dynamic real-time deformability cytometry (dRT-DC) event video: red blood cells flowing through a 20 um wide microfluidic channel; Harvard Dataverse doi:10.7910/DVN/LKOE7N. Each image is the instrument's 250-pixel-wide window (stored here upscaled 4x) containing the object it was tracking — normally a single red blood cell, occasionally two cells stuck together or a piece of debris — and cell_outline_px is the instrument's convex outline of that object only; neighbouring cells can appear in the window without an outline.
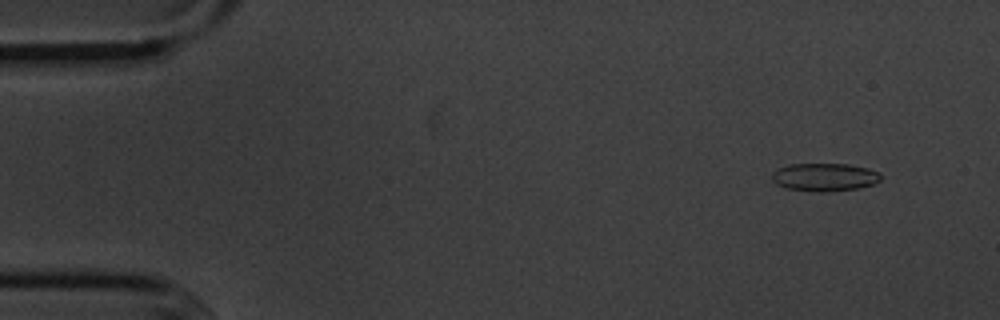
{"species": "common noctule bat (a hibernating species)", "species_latin": "Nyctalus noctula", "temperature_condition": "cold", "stored_images_in_passage": 55, "camera_frame_rate_fps": 3000, "um_per_image_px": 0.085, "animal": {"sex": "male", "body_mass_g": 20.1, "forearm_length_mm": 53.5}, "frame": {"image": 1, "passage_image": 5, "time_ms": 1.333, "image_size_px": [1000, 320], "cell_outline_px": [[880, 180], [872, 184], [856, 188], [828, 192], [820, 192], [784, 188], [776, 184], [772, 180], [772, 172], [788, 164], [848, 164], [868, 168], [880, 172]], "centroid_in_image_um": [70.06, 15.05], "position_along_channel_um": 14.9, "area_um2": 17.74}}
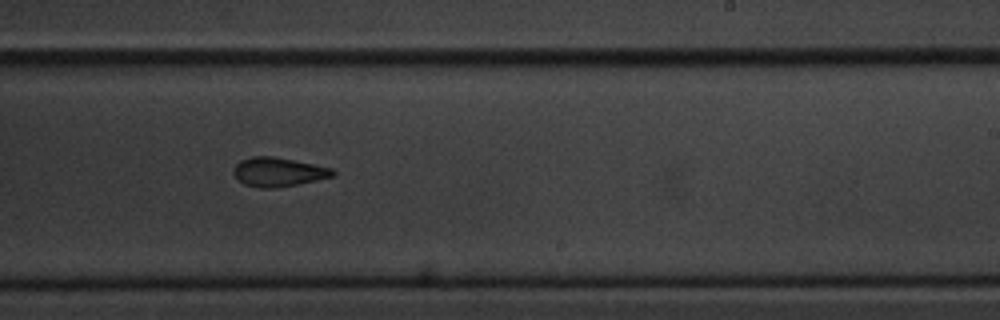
{"frame": {"image": 2, "passage_image": 34, "time_ms": 11.0, "image_size_px": [1000, 320], "cell_outline_px": [[336, 176], [276, 188], [260, 188], [244, 184], [232, 172], [236, 164], [240, 160], [252, 156], [272, 156], [332, 168], [336, 172]], "centroid_in_image_um": [23.65, 14.62], "position_along_channel_um": 265.3, "area_um2": 16.65}}
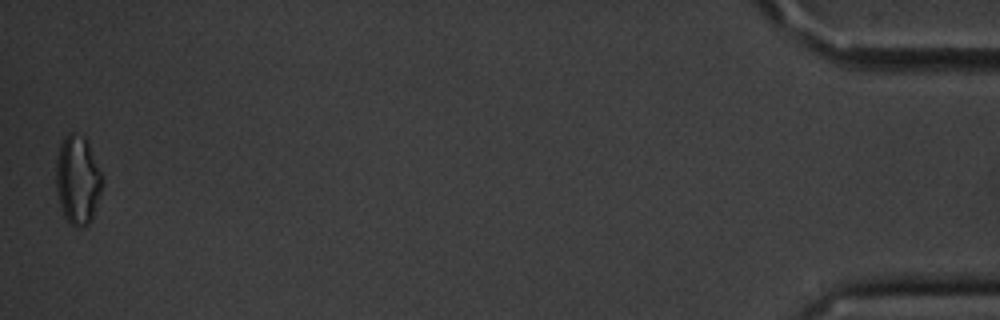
{"frame": {"image": 3, "passage_image": 55, "time_ms": 18.0, "image_size_px": [1000, 320], "cell_outline_px": [[100, 192], [92, 216], [88, 224], [80, 228], [76, 228], [64, 216], [60, 204], [56, 188], [56, 160], [60, 144], [64, 136], [68, 132], [72, 132], [84, 136], [88, 140], [100, 172]], "centroid_in_image_um": [6.56, 15.25], "position_along_channel_um": 428.6, "area_um2": 23.52}, "authors_computed_cell_mechanics": {"area_um2": 17.5134, "velocity_mm_per_s": 3.6277, "shape_relaxation_time_tau1_ms": 2.9286, "shape_relaxation_time_tau2_ms": 3.6691, "deformation_change_tau1": 0.0934, "deformation_change_tau2": 0.1022}}